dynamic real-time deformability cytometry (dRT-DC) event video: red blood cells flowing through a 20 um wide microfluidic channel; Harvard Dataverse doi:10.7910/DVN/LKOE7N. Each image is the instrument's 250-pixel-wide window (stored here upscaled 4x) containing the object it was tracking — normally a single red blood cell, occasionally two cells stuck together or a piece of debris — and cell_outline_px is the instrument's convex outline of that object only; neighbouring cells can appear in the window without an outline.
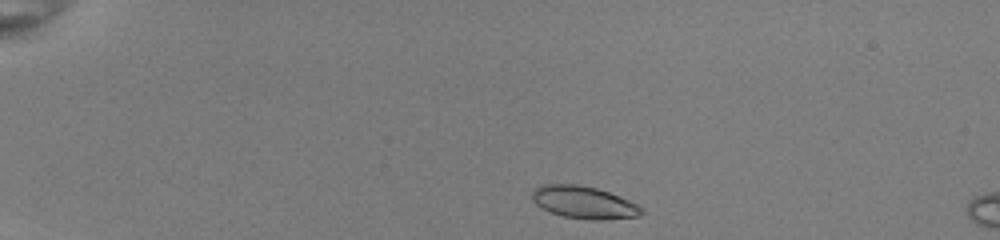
{"species": "common noctule bat (a hibernating species)", "species_latin": "Nyctalus noctula", "temperature_condition": "room temperature", "stored_images_in_passage": 5, "camera_frame_rate_fps": 3000, "um_per_image_px": 0.085, "animal": {"sex": "female", "body_mass_g": 22.0, "forearm_length_mm": 56.7}, "frame": {"image": 1, "passage_image": 1, "time_ms": 0.0, "image_size_px": [1000, 240], "cell_outline_px": [[644, 212], [640, 216], [608, 220], [592, 220], [564, 216], [548, 212], [540, 208], [532, 200], [532, 192], [536, 188], [544, 184], [576, 184], [596, 188], [608, 192], [628, 200], [644, 208]], "centroid_in_image_um": [49.63, 17.22], "position_along_channel_um": 35.4, "area_um2": 20.75}}